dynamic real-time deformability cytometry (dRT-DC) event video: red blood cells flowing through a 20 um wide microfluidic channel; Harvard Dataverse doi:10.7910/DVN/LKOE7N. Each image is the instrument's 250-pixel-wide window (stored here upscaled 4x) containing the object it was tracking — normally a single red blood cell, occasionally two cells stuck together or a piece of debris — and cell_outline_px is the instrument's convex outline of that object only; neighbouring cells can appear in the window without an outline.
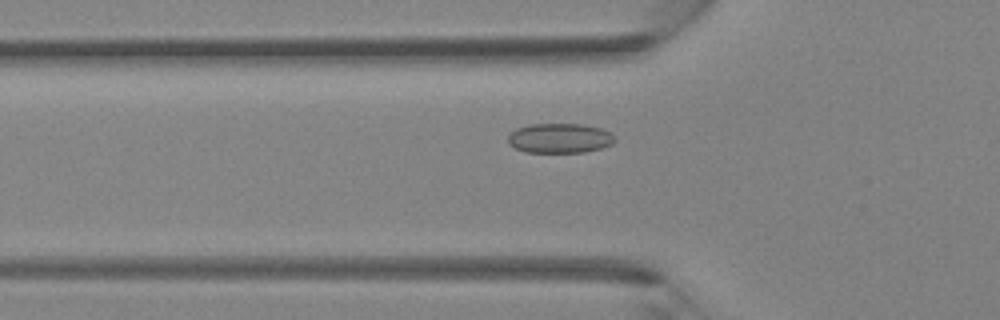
{"species": "Egyptian fruit bat (a non-hibernating species)", "species_latin": "Rousettus aegyptiacus", "temperature_condition": "room temperature", "stored_images_in_passage": 42, "camera_frame_rate_fps": 3000, "um_per_image_px": 0.085, "animal": {"sex": "female"}, "frame": {"image": 1, "passage_image": 14, "time_ms": 4.333, "image_size_px": [1000, 320], "cell_outline_px": [[616, 140], [612, 144], [600, 148], [584, 152], [524, 152], [508, 144], [508, 136], [516, 128], [528, 124], [580, 124], [600, 128], [616, 136]], "centroid_in_image_um": [47.56, 11.74], "position_along_channel_um": 78.2, "area_um2": 18.5}}
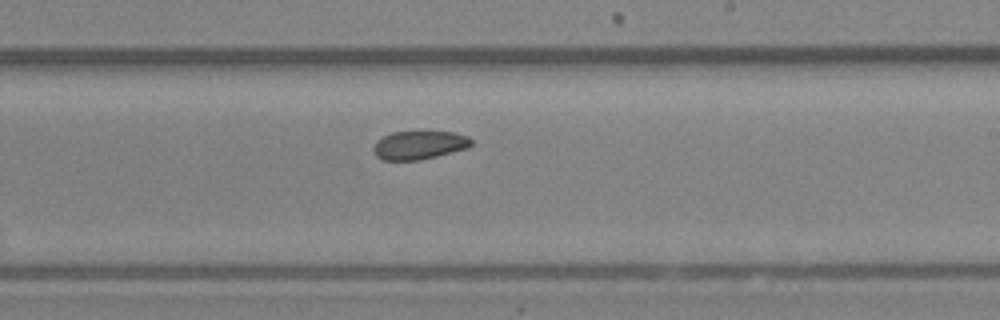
{"frame": {"image": 2, "passage_image": 25, "time_ms": 8.0, "image_size_px": [1000, 320], "cell_outline_px": [[472, 144], [468, 148], [420, 160], [384, 160], [376, 156], [372, 148], [376, 140], [392, 132], [420, 128], [452, 132], [468, 136], [472, 140]], "centroid_in_image_um": [35.63, 12.27], "position_along_channel_um": 253.4, "area_um2": 17.05}}
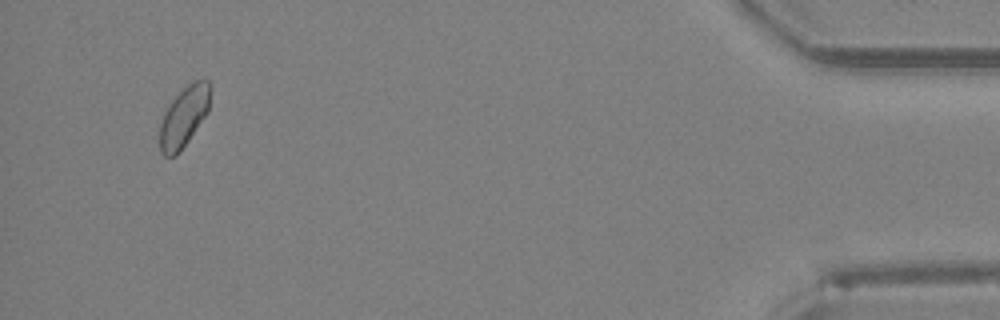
{"frame": {"image": 3, "passage_image": 40, "time_ms": 13.0, "image_size_px": [1000, 320], "cell_outline_px": [[212, 88], [208, 112], [180, 152], [176, 156], [164, 156], [160, 152], [160, 120], [164, 112], [172, 100], [192, 80], [208, 80], [212, 84]], "centroid_in_image_um": [15.65, 9.9], "position_along_channel_um": 419.5, "area_um2": 17.92}}